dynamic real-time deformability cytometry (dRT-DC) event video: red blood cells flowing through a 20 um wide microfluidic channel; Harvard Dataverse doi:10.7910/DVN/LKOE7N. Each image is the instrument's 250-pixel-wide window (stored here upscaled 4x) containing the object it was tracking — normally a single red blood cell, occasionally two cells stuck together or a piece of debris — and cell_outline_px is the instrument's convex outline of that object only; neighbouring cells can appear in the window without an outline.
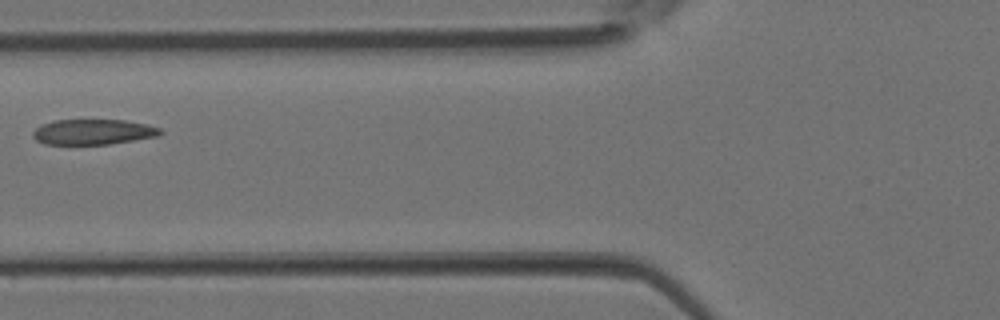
{"species": "Egyptian fruit bat (a non-hibernating species)", "species_latin": "Rousettus aegyptiacus", "temperature_condition": "room temperature", "stored_images_in_passage": 3, "camera_frame_rate_fps": 3000, "um_per_image_px": 0.085, "animal": {"sex": "female"}, "frame": {"image": 1, "passage_image": 3, "time_ms": 0.667, "image_size_px": [1000, 320], "cell_outline_px": [[164, 132], [156, 136], [108, 144], [44, 144], [36, 140], [32, 136], [32, 132], [40, 124], [52, 120], [124, 120], [144, 124], [160, 128]], "centroid_in_image_um": [7.85, 11.21], "position_along_channel_um": 118.0, "area_um2": 18.73}}